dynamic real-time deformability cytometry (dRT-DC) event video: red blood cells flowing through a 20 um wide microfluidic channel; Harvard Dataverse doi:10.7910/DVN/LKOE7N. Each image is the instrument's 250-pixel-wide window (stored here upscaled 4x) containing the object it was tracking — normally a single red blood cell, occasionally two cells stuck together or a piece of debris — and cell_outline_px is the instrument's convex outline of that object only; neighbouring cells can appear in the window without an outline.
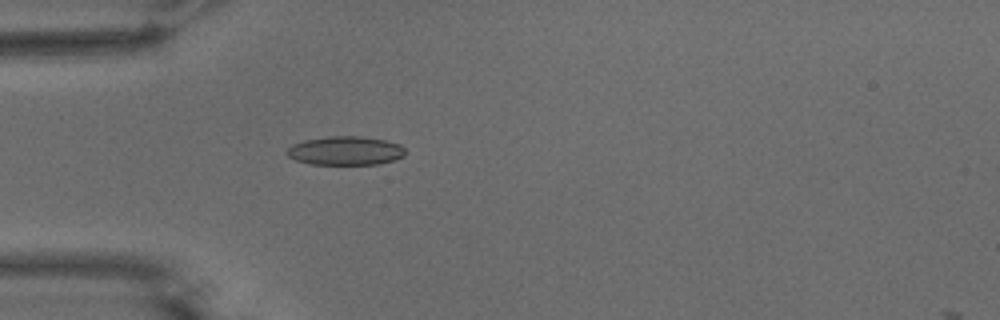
{"species": "common noctule bat (a hibernating species)", "species_latin": "Nyctalus noctula", "temperature_condition": "warm", "stored_images_in_passage": 8, "camera_frame_rate_fps": 3000, "um_per_image_px": 0.085, "animal": {"sex": "male", "body_mass_g": 15.6}, "frame": {"image": 1, "passage_image": 4, "time_ms": 1.0, "image_size_px": [1000, 320], "cell_outline_px": [[404, 156], [392, 160], [376, 164], [308, 164], [296, 160], [288, 156], [284, 152], [292, 144], [304, 140], [328, 136], [360, 136], [384, 140], [400, 144], [404, 148]], "centroid_in_image_um": [29.31, 12.81], "position_along_channel_um": 55.7, "area_um2": 19.83}}